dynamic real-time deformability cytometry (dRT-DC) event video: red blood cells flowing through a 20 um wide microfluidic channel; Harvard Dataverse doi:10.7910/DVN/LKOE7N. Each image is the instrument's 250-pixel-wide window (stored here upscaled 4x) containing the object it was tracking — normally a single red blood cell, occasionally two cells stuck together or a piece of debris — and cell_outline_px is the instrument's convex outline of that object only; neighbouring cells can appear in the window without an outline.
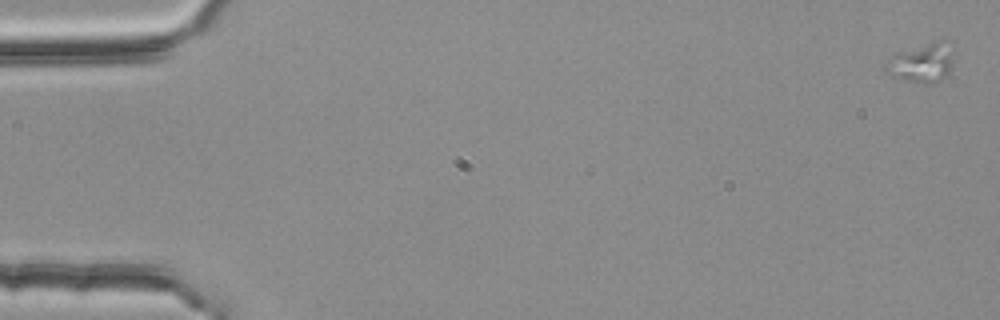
{"species": "common noctule bat (a hibernating species)", "species_latin": "Nyctalus noctula", "temperature_condition": "room temperature", "stored_images_in_passage": 4, "camera_frame_rate_fps": 3000, "um_per_image_px": 0.085, "animal": {"sex": "female", "body_mass_g": 25.1}, "frame": {"image": 1, "passage_image": 1, "time_ms": 0.0, "image_size_px": [1000, 320], "cell_outline_px": [[952, 64], [948, 76], [940, 80], [928, 84], [900, 80], [884, 72], [884, 64], [892, 52], [940, 40]], "centroid_in_image_um": [78.17, 5.41], "position_along_channel_um": 6.8, "area_um2": 15.2}}